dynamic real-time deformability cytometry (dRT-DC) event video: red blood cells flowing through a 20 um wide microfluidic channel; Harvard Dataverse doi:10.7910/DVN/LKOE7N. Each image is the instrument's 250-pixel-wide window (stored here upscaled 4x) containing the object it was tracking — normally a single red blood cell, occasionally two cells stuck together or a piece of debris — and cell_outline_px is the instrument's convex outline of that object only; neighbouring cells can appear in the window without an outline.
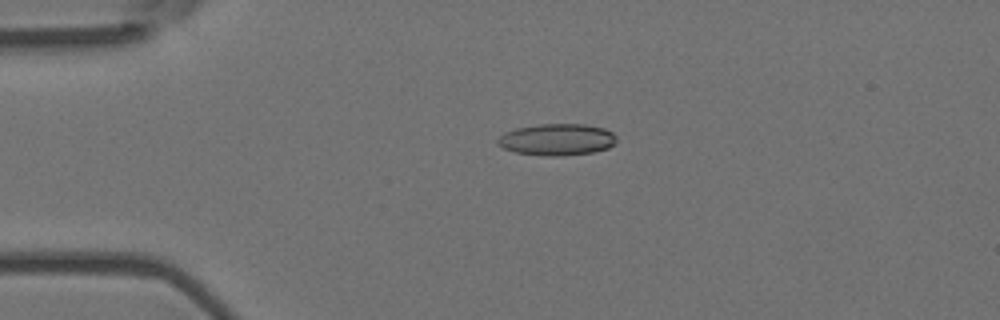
{"species": "Egyptian fruit bat (a non-hibernating species)", "species_latin": "Rousettus aegyptiacus", "temperature_condition": "room temperature", "stored_images_in_passage": 5, "camera_frame_rate_fps": 3000, "um_per_image_px": 0.085, "animal": {"sex": "female"}, "frame": {"image": 1, "passage_image": 4, "time_ms": 1.0, "image_size_px": [1000, 320], "cell_outline_px": [[616, 140], [608, 148], [592, 152], [564, 156], [548, 156], [516, 152], [504, 148], [496, 144], [496, 140], [504, 132], [516, 128], [540, 124], [584, 124], [604, 128], [612, 132], [616, 136]], "centroid_in_image_um": [47.33, 11.86], "position_along_channel_um": 37.7, "area_um2": 21.91}}